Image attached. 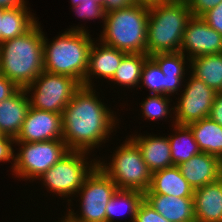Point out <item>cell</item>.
Returning a JSON list of instances; mask_svg holds the SVG:
<instances>
[{
    "instance_id": "83f0119b",
    "label": "cell",
    "mask_w": 222,
    "mask_h": 222,
    "mask_svg": "<svg viewBox=\"0 0 222 222\" xmlns=\"http://www.w3.org/2000/svg\"><path fill=\"white\" fill-rule=\"evenodd\" d=\"M150 57L158 64L163 74H170L175 76H185V65H187L186 63H188L190 60L180 51L156 53Z\"/></svg>"
},
{
    "instance_id": "4dcf8cb0",
    "label": "cell",
    "mask_w": 222,
    "mask_h": 222,
    "mask_svg": "<svg viewBox=\"0 0 222 222\" xmlns=\"http://www.w3.org/2000/svg\"><path fill=\"white\" fill-rule=\"evenodd\" d=\"M133 222H170L144 199L140 203Z\"/></svg>"
},
{
    "instance_id": "277c9868",
    "label": "cell",
    "mask_w": 222,
    "mask_h": 222,
    "mask_svg": "<svg viewBox=\"0 0 222 222\" xmlns=\"http://www.w3.org/2000/svg\"><path fill=\"white\" fill-rule=\"evenodd\" d=\"M191 17L185 0H167L149 5L146 54L179 52Z\"/></svg>"
},
{
    "instance_id": "9c48e42d",
    "label": "cell",
    "mask_w": 222,
    "mask_h": 222,
    "mask_svg": "<svg viewBox=\"0 0 222 222\" xmlns=\"http://www.w3.org/2000/svg\"><path fill=\"white\" fill-rule=\"evenodd\" d=\"M81 86L71 76L43 71L25 90L31 108L62 114Z\"/></svg>"
},
{
    "instance_id": "8992f818",
    "label": "cell",
    "mask_w": 222,
    "mask_h": 222,
    "mask_svg": "<svg viewBox=\"0 0 222 222\" xmlns=\"http://www.w3.org/2000/svg\"><path fill=\"white\" fill-rule=\"evenodd\" d=\"M123 143L108 164L97 160V166L115 182L118 190L145 193L150 187L152 172L144 162L137 144L131 138H126Z\"/></svg>"
},
{
    "instance_id": "e0dca14e",
    "label": "cell",
    "mask_w": 222,
    "mask_h": 222,
    "mask_svg": "<svg viewBox=\"0 0 222 222\" xmlns=\"http://www.w3.org/2000/svg\"><path fill=\"white\" fill-rule=\"evenodd\" d=\"M194 215L196 222H222V180L194 189Z\"/></svg>"
},
{
    "instance_id": "60d3db41",
    "label": "cell",
    "mask_w": 222,
    "mask_h": 222,
    "mask_svg": "<svg viewBox=\"0 0 222 222\" xmlns=\"http://www.w3.org/2000/svg\"><path fill=\"white\" fill-rule=\"evenodd\" d=\"M165 1L167 0H136V3L152 5V4L162 3Z\"/></svg>"
},
{
    "instance_id": "e575fe53",
    "label": "cell",
    "mask_w": 222,
    "mask_h": 222,
    "mask_svg": "<svg viewBox=\"0 0 222 222\" xmlns=\"http://www.w3.org/2000/svg\"><path fill=\"white\" fill-rule=\"evenodd\" d=\"M164 77H165V95L170 96V94L172 95V93H173V95H174V93L177 94L178 90H182L181 85L185 86V85H183V82H185L184 76H175V75H170V74H164Z\"/></svg>"
},
{
    "instance_id": "b9f144b4",
    "label": "cell",
    "mask_w": 222,
    "mask_h": 222,
    "mask_svg": "<svg viewBox=\"0 0 222 222\" xmlns=\"http://www.w3.org/2000/svg\"><path fill=\"white\" fill-rule=\"evenodd\" d=\"M61 222H74L67 214L61 220Z\"/></svg>"
},
{
    "instance_id": "9a60e30c",
    "label": "cell",
    "mask_w": 222,
    "mask_h": 222,
    "mask_svg": "<svg viewBox=\"0 0 222 222\" xmlns=\"http://www.w3.org/2000/svg\"><path fill=\"white\" fill-rule=\"evenodd\" d=\"M96 44L93 42L89 52V65L84 79L85 87H93L91 79L94 78V76L110 80L114 76L123 57L127 54L114 47L103 44L101 41ZM92 75L93 77H91Z\"/></svg>"
},
{
    "instance_id": "8fae6325",
    "label": "cell",
    "mask_w": 222,
    "mask_h": 222,
    "mask_svg": "<svg viewBox=\"0 0 222 222\" xmlns=\"http://www.w3.org/2000/svg\"><path fill=\"white\" fill-rule=\"evenodd\" d=\"M187 80L181 98H178L177 106H174L175 118L172 117L173 121L175 119L173 123L179 125H188L209 117L217 93L192 74Z\"/></svg>"
},
{
    "instance_id": "cb8c5ba5",
    "label": "cell",
    "mask_w": 222,
    "mask_h": 222,
    "mask_svg": "<svg viewBox=\"0 0 222 222\" xmlns=\"http://www.w3.org/2000/svg\"><path fill=\"white\" fill-rule=\"evenodd\" d=\"M172 126L175 133L169 135L168 141L171 149L172 163L178 166L183 162H187L201 151L188 125L174 123Z\"/></svg>"
},
{
    "instance_id": "74e56055",
    "label": "cell",
    "mask_w": 222,
    "mask_h": 222,
    "mask_svg": "<svg viewBox=\"0 0 222 222\" xmlns=\"http://www.w3.org/2000/svg\"><path fill=\"white\" fill-rule=\"evenodd\" d=\"M209 118L222 126V91L215 95Z\"/></svg>"
},
{
    "instance_id": "7a4b0ae2",
    "label": "cell",
    "mask_w": 222,
    "mask_h": 222,
    "mask_svg": "<svg viewBox=\"0 0 222 222\" xmlns=\"http://www.w3.org/2000/svg\"><path fill=\"white\" fill-rule=\"evenodd\" d=\"M38 22L25 34L0 43V73L25 89L44 71L43 39Z\"/></svg>"
},
{
    "instance_id": "1f68e13d",
    "label": "cell",
    "mask_w": 222,
    "mask_h": 222,
    "mask_svg": "<svg viewBox=\"0 0 222 222\" xmlns=\"http://www.w3.org/2000/svg\"><path fill=\"white\" fill-rule=\"evenodd\" d=\"M211 28L222 35V2L200 16Z\"/></svg>"
},
{
    "instance_id": "6da1fadb",
    "label": "cell",
    "mask_w": 222,
    "mask_h": 222,
    "mask_svg": "<svg viewBox=\"0 0 222 222\" xmlns=\"http://www.w3.org/2000/svg\"><path fill=\"white\" fill-rule=\"evenodd\" d=\"M93 89L81 86L63 110L62 140L70 151L90 153L92 149L106 143V138L117 125V117L100 98L98 100L99 96Z\"/></svg>"
},
{
    "instance_id": "5b68a950",
    "label": "cell",
    "mask_w": 222,
    "mask_h": 222,
    "mask_svg": "<svg viewBox=\"0 0 222 222\" xmlns=\"http://www.w3.org/2000/svg\"><path fill=\"white\" fill-rule=\"evenodd\" d=\"M149 5L135 3L105 14L100 41L125 53L146 54Z\"/></svg>"
},
{
    "instance_id": "d590c367",
    "label": "cell",
    "mask_w": 222,
    "mask_h": 222,
    "mask_svg": "<svg viewBox=\"0 0 222 222\" xmlns=\"http://www.w3.org/2000/svg\"><path fill=\"white\" fill-rule=\"evenodd\" d=\"M19 87L0 73V102L12 96Z\"/></svg>"
},
{
    "instance_id": "2e32d148",
    "label": "cell",
    "mask_w": 222,
    "mask_h": 222,
    "mask_svg": "<svg viewBox=\"0 0 222 222\" xmlns=\"http://www.w3.org/2000/svg\"><path fill=\"white\" fill-rule=\"evenodd\" d=\"M30 108L26 90L19 88L12 96L0 102V132L16 139Z\"/></svg>"
},
{
    "instance_id": "603a6c76",
    "label": "cell",
    "mask_w": 222,
    "mask_h": 222,
    "mask_svg": "<svg viewBox=\"0 0 222 222\" xmlns=\"http://www.w3.org/2000/svg\"><path fill=\"white\" fill-rule=\"evenodd\" d=\"M190 74L203 81L215 92L222 91V53L203 55L189 60Z\"/></svg>"
},
{
    "instance_id": "7c38bea8",
    "label": "cell",
    "mask_w": 222,
    "mask_h": 222,
    "mask_svg": "<svg viewBox=\"0 0 222 222\" xmlns=\"http://www.w3.org/2000/svg\"><path fill=\"white\" fill-rule=\"evenodd\" d=\"M179 51L190 60L203 55L222 53V35L200 16H192L184 30Z\"/></svg>"
},
{
    "instance_id": "ab89813d",
    "label": "cell",
    "mask_w": 222,
    "mask_h": 222,
    "mask_svg": "<svg viewBox=\"0 0 222 222\" xmlns=\"http://www.w3.org/2000/svg\"><path fill=\"white\" fill-rule=\"evenodd\" d=\"M71 5H72V7L71 8H74V7H76V6H78L79 4H81V3H83V2H96V3H98V4H100V5H102L103 4V0H71Z\"/></svg>"
},
{
    "instance_id": "d4e9b609",
    "label": "cell",
    "mask_w": 222,
    "mask_h": 222,
    "mask_svg": "<svg viewBox=\"0 0 222 222\" xmlns=\"http://www.w3.org/2000/svg\"><path fill=\"white\" fill-rule=\"evenodd\" d=\"M148 57L144 53H127L109 82L126 88L136 87L140 84L141 71Z\"/></svg>"
},
{
    "instance_id": "7402d4cb",
    "label": "cell",
    "mask_w": 222,
    "mask_h": 222,
    "mask_svg": "<svg viewBox=\"0 0 222 222\" xmlns=\"http://www.w3.org/2000/svg\"><path fill=\"white\" fill-rule=\"evenodd\" d=\"M201 152L222 160V126L209 117L188 124Z\"/></svg>"
},
{
    "instance_id": "4fadbf2b",
    "label": "cell",
    "mask_w": 222,
    "mask_h": 222,
    "mask_svg": "<svg viewBox=\"0 0 222 222\" xmlns=\"http://www.w3.org/2000/svg\"><path fill=\"white\" fill-rule=\"evenodd\" d=\"M62 114L29 108L15 142L62 139Z\"/></svg>"
},
{
    "instance_id": "d6986e66",
    "label": "cell",
    "mask_w": 222,
    "mask_h": 222,
    "mask_svg": "<svg viewBox=\"0 0 222 222\" xmlns=\"http://www.w3.org/2000/svg\"><path fill=\"white\" fill-rule=\"evenodd\" d=\"M156 136V137H155ZM140 148L142 157L149 170L155 171L174 166L168 136L134 135L130 137Z\"/></svg>"
},
{
    "instance_id": "f546056e",
    "label": "cell",
    "mask_w": 222,
    "mask_h": 222,
    "mask_svg": "<svg viewBox=\"0 0 222 222\" xmlns=\"http://www.w3.org/2000/svg\"><path fill=\"white\" fill-rule=\"evenodd\" d=\"M74 10V12L77 13L78 17H81L80 19H97L101 18L105 19V13L103 10L102 5L96 3V2H83L79 4L78 6L71 8Z\"/></svg>"
},
{
    "instance_id": "30bf717a",
    "label": "cell",
    "mask_w": 222,
    "mask_h": 222,
    "mask_svg": "<svg viewBox=\"0 0 222 222\" xmlns=\"http://www.w3.org/2000/svg\"><path fill=\"white\" fill-rule=\"evenodd\" d=\"M117 190L115 182L96 166L76 193L81 199L80 216L70 207L67 215L74 222H106V206Z\"/></svg>"
},
{
    "instance_id": "484cf974",
    "label": "cell",
    "mask_w": 222,
    "mask_h": 222,
    "mask_svg": "<svg viewBox=\"0 0 222 222\" xmlns=\"http://www.w3.org/2000/svg\"><path fill=\"white\" fill-rule=\"evenodd\" d=\"M143 199V192L137 190H117L106 206V222H113L116 215H123V210L125 212L126 210L128 211L130 221L133 222L137 209Z\"/></svg>"
},
{
    "instance_id": "ac0fdd59",
    "label": "cell",
    "mask_w": 222,
    "mask_h": 222,
    "mask_svg": "<svg viewBox=\"0 0 222 222\" xmlns=\"http://www.w3.org/2000/svg\"><path fill=\"white\" fill-rule=\"evenodd\" d=\"M144 200L170 222H196L193 197L144 194Z\"/></svg>"
},
{
    "instance_id": "5bb4252c",
    "label": "cell",
    "mask_w": 222,
    "mask_h": 222,
    "mask_svg": "<svg viewBox=\"0 0 222 222\" xmlns=\"http://www.w3.org/2000/svg\"><path fill=\"white\" fill-rule=\"evenodd\" d=\"M178 167L193 189H197L220 178L222 160L218 156L200 152Z\"/></svg>"
},
{
    "instance_id": "3957f363",
    "label": "cell",
    "mask_w": 222,
    "mask_h": 222,
    "mask_svg": "<svg viewBox=\"0 0 222 222\" xmlns=\"http://www.w3.org/2000/svg\"><path fill=\"white\" fill-rule=\"evenodd\" d=\"M88 30L71 27L51 43L43 39L44 71L71 76L84 86L93 41Z\"/></svg>"
},
{
    "instance_id": "44dd1931",
    "label": "cell",
    "mask_w": 222,
    "mask_h": 222,
    "mask_svg": "<svg viewBox=\"0 0 222 222\" xmlns=\"http://www.w3.org/2000/svg\"><path fill=\"white\" fill-rule=\"evenodd\" d=\"M28 9L0 8V43L25 34L37 23V18Z\"/></svg>"
},
{
    "instance_id": "4316f807",
    "label": "cell",
    "mask_w": 222,
    "mask_h": 222,
    "mask_svg": "<svg viewBox=\"0 0 222 222\" xmlns=\"http://www.w3.org/2000/svg\"><path fill=\"white\" fill-rule=\"evenodd\" d=\"M140 83L149 88L150 94L165 95V77L158 64L149 56L142 68Z\"/></svg>"
},
{
    "instance_id": "d6a6232c",
    "label": "cell",
    "mask_w": 222,
    "mask_h": 222,
    "mask_svg": "<svg viewBox=\"0 0 222 222\" xmlns=\"http://www.w3.org/2000/svg\"><path fill=\"white\" fill-rule=\"evenodd\" d=\"M192 16H201L206 11L214 8L222 0H185Z\"/></svg>"
},
{
    "instance_id": "ffe728a7",
    "label": "cell",
    "mask_w": 222,
    "mask_h": 222,
    "mask_svg": "<svg viewBox=\"0 0 222 222\" xmlns=\"http://www.w3.org/2000/svg\"><path fill=\"white\" fill-rule=\"evenodd\" d=\"M144 194H164L193 197L194 189L174 165L152 173L149 189Z\"/></svg>"
},
{
    "instance_id": "8d00e7d4",
    "label": "cell",
    "mask_w": 222,
    "mask_h": 222,
    "mask_svg": "<svg viewBox=\"0 0 222 222\" xmlns=\"http://www.w3.org/2000/svg\"><path fill=\"white\" fill-rule=\"evenodd\" d=\"M136 0H103V10L107 14L109 12L120 10L129 7L131 4H135Z\"/></svg>"
},
{
    "instance_id": "836d02e7",
    "label": "cell",
    "mask_w": 222,
    "mask_h": 222,
    "mask_svg": "<svg viewBox=\"0 0 222 222\" xmlns=\"http://www.w3.org/2000/svg\"><path fill=\"white\" fill-rule=\"evenodd\" d=\"M15 139L6 135L0 136V162L14 161V149L12 148Z\"/></svg>"
},
{
    "instance_id": "ba28073f",
    "label": "cell",
    "mask_w": 222,
    "mask_h": 222,
    "mask_svg": "<svg viewBox=\"0 0 222 222\" xmlns=\"http://www.w3.org/2000/svg\"><path fill=\"white\" fill-rule=\"evenodd\" d=\"M20 150L14 155L12 172L16 177L30 181L39 179L70 151L62 139L40 142H15Z\"/></svg>"
},
{
    "instance_id": "52a82bcc",
    "label": "cell",
    "mask_w": 222,
    "mask_h": 222,
    "mask_svg": "<svg viewBox=\"0 0 222 222\" xmlns=\"http://www.w3.org/2000/svg\"><path fill=\"white\" fill-rule=\"evenodd\" d=\"M88 154L83 151H69L37 180H42L48 191L61 198L76 195L85 178L97 166L95 158L92 159L93 163L87 162Z\"/></svg>"
},
{
    "instance_id": "f35d334b",
    "label": "cell",
    "mask_w": 222,
    "mask_h": 222,
    "mask_svg": "<svg viewBox=\"0 0 222 222\" xmlns=\"http://www.w3.org/2000/svg\"><path fill=\"white\" fill-rule=\"evenodd\" d=\"M25 0H0V8L11 9V8H23L27 7Z\"/></svg>"
},
{
    "instance_id": "f1b7e54d",
    "label": "cell",
    "mask_w": 222,
    "mask_h": 222,
    "mask_svg": "<svg viewBox=\"0 0 222 222\" xmlns=\"http://www.w3.org/2000/svg\"><path fill=\"white\" fill-rule=\"evenodd\" d=\"M170 96L162 94H151L145 101L141 102V110L144 118L157 120L167 118L173 108H169Z\"/></svg>"
}]
</instances>
